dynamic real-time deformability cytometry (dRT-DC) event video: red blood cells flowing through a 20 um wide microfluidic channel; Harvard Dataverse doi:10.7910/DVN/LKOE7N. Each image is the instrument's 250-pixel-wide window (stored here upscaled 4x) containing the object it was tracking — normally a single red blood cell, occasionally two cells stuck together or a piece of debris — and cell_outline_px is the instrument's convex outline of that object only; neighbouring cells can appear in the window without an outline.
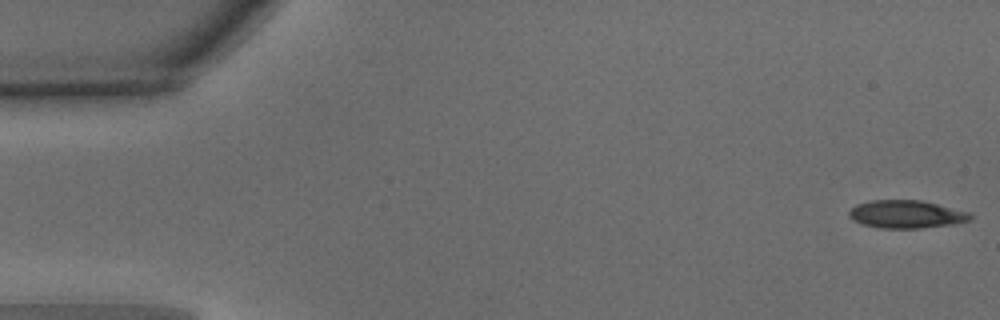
{"species": "common noctule bat (a hibernating species)", "species_latin": "Nyctalus noctula", "temperature_condition": "warm", "stored_images_in_passage": 14, "camera_frame_rate_fps": 3000, "um_per_image_px": 0.085, "animal": {"sex": "male", "body_mass_g": 15.6}, "frame": {"image": 1, "passage_image": 1, "time_ms": 0.0, "image_size_px": [1000, 320], "cell_outline_px": [[972, 220], [956, 224], [920, 228], [880, 228], [864, 224], [852, 220], [848, 216], [848, 212], [856, 204], [872, 200], [920, 200], [968, 212], [972, 216]], "centroid_in_image_um": [77.03, 18.21], "position_along_channel_um": 8.0, "area_um2": 19.65}}
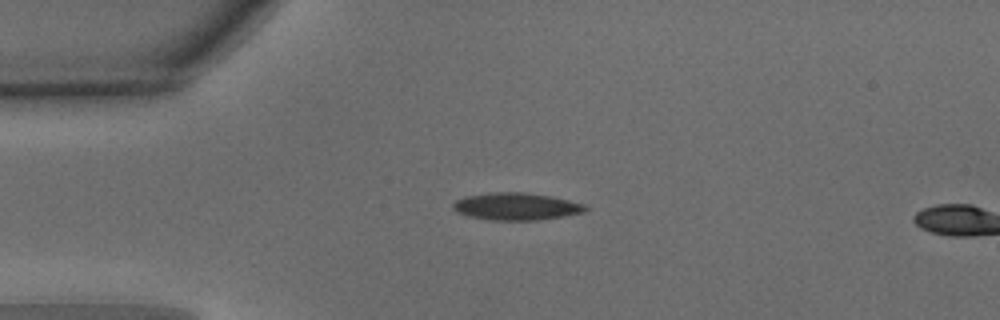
{"frame": {"image": 2, "passage_image": 12, "time_ms": 3.667, "image_size_px": [1000, 320], "cell_outline_px": [[588, 208], [584, 212], [564, 216], [540, 220], [492, 220], [468, 216], [456, 212], [452, 208], [452, 204], [456, 200], [464, 196], [488, 192], [524, 192], [552, 196], [584, 204]], "centroid_in_image_um": [43.85, 17.54], "position_along_channel_um": 41.2, "area_um2": 21.21}}